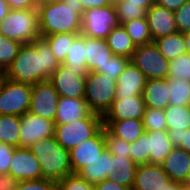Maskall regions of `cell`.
Wrapping results in <instances>:
<instances>
[{
	"mask_svg": "<svg viewBox=\"0 0 190 190\" xmlns=\"http://www.w3.org/2000/svg\"><path fill=\"white\" fill-rule=\"evenodd\" d=\"M111 55L113 53L106 39L85 36V59L88 72L95 71L97 67H102Z\"/></svg>",
	"mask_w": 190,
	"mask_h": 190,
	"instance_id": "24",
	"label": "cell"
},
{
	"mask_svg": "<svg viewBox=\"0 0 190 190\" xmlns=\"http://www.w3.org/2000/svg\"><path fill=\"white\" fill-rule=\"evenodd\" d=\"M170 181L161 164L137 165L132 190H162Z\"/></svg>",
	"mask_w": 190,
	"mask_h": 190,
	"instance_id": "17",
	"label": "cell"
},
{
	"mask_svg": "<svg viewBox=\"0 0 190 190\" xmlns=\"http://www.w3.org/2000/svg\"><path fill=\"white\" fill-rule=\"evenodd\" d=\"M149 163L161 164L173 149L167 130L147 131Z\"/></svg>",
	"mask_w": 190,
	"mask_h": 190,
	"instance_id": "25",
	"label": "cell"
},
{
	"mask_svg": "<svg viewBox=\"0 0 190 190\" xmlns=\"http://www.w3.org/2000/svg\"><path fill=\"white\" fill-rule=\"evenodd\" d=\"M152 40L178 32L174 11L154 3L146 14Z\"/></svg>",
	"mask_w": 190,
	"mask_h": 190,
	"instance_id": "16",
	"label": "cell"
},
{
	"mask_svg": "<svg viewBox=\"0 0 190 190\" xmlns=\"http://www.w3.org/2000/svg\"><path fill=\"white\" fill-rule=\"evenodd\" d=\"M59 97L58 92L49 80L38 82L32 85L29 112L54 121Z\"/></svg>",
	"mask_w": 190,
	"mask_h": 190,
	"instance_id": "10",
	"label": "cell"
},
{
	"mask_svg": "<svg viewBox=\"0 0 190 190\" xmlns=\"http://www.w3.org/2000/svg\"><path fill=\"white\" fill-rule=\"evenodd\" d=\"M21 116L0 115V142L19 147Z\"/></svg>",
	"mask_w": 190,
	"mask_h": 190,
	"instance_id": "30",
	"label": "cell"
},
{
	"mask_svg": "<svg viewBox=\"0 0 190 190\" xmlns=\"http://www.w3.org/2000/svg\"><path fill=\"white\" fill-rule=\"evenodd\" d=\"M78 35L77 33H58L41 36V38L48 43L55 58L62 63L65 60L70 46Z\"/></svg>",
	"mask_w": 190,
	"mask_h": 190,
	"instance_id": "33",
	"label": "cell"
},
{
	"mask_svg": "<svg viewBox=\"0 0 190 190\" xmlns=\"http://www.w3.org/2000/svg\"><path fill=\"white\" fill-rule=\"evenodd\" d=\"M116 88L114 78L89 71L86 76L84 96L89 109L103 116L115 100Z\"/></svg>",
	"mask_w": 190,
	"mask_h": 190,
	"instance_id": "6",
	"label": "cell"
},
{
	"mask_svg": "<svg viewBox=\"0 0 190 190\" xmlns=\"http://www.w3.org/2000/svg\"><path fill=\"white\" fill-rule=\"evenodd\" d=\"M22 44L0 35V73L3 74L17 56Z\"/></svg>",
	"mask_w": 190,
	"mask_h": 190,
	"instance_id": "35",
	"label": "cell"
},
{
	"mask_svg": "<svg viewBox=\"0 0 190 190\" xmlns=\"http://www.w3.org/2000/svg\"><path fill=\"white\" fill-rule=\"evenodd\" d=\"M17 180L8 173H0V190H15Z\"/></svg>",
	"mask_w": 190,
	"mask_h": 190,
	"instance_id": "49",
	"label": "cell"
},
{
	"mask_svg": "<svg viewBox=\"0 0 190 190\" xmlns=\"http://www.w3.org/2000/svg\"><path fill=\"white\" fill-rule=\"evenodd\" d=\"M85 57V36L79 34L74 39L65 60L61 64L78 76H87L88 70Z\"/></svg>",
	"mask_w": 190,
	"mask_h": 190,
	"instance_id": "26",
	"label": "cell"
},
{
	"mask_svg": "<svg viewBox=\"0 0 190 190\" xmlns=\"http://www.w3.org/2000/svg\"><path fill=\"white\" fill-rule=\"evenodd\" d=\"M167 130L183 131L190 128V106L168 105L164 109Z\"/></svg>",
	"mask_w": 190,
	"mask_h": 190,
	"instance_id": "31",
	"label": "cell"
},
{
	"mask_svg": "<svg viewBox=\"0 0 190 190\" xmlns=\"http://www.w3.org/2000/svg\"><path fill=\"white\" fill-rule=\"evenodd\" d=\"M122 26L136 46L153 42L146 17L132 19L130 21L122 23Z\"/></svg>",
	"mask_w": 190,
	"mask_h": 190,
	"instance_id": "32",
	"label": "cell"
},
{
	"mask_svg": "<svg viewBox=\"0 0 190 190\" xmlns=\"http://www.w3.org/2000/svg\"><path fill=\"white\" fill-rule=\"evenodd\" d=\"M8 174L17 181L42 179L41 165L37 157L26 147H15Z\"/></svg>",
	"mask_w": 190,
	"mask_h": 190,
	"instance_id": "12",
	"label": "cell"
},
{
	"mask_svg": "<svg viewBox=\"0 0 190 190\" xmlns=\"http://www.w3.org/2000/svg\"><path fill=\"white\" fill-rule=\"evenodd\" d=\"M162 190H177V182L170 180Z\"/></svg>",
	"mask_w": 190,
	"mask_h": 190,
	"instance_id": "56",
	"label": "cell"
},
{
	"mask_svg": "<svg viewBox=\"0 0 190 190\" xmlns=\"http://www.w3.org/2000/svg\"><path fill=\"white\" fill-rule=\"evenodd\" d=\"M126 1V5L140 6L148 10L156 0H124Z\"/></svg>",
	"mask_w": 190,
	"mask_h": 190,
	"instance_id": "52",
	"label": "cell"
},
{
	"mask_svg": "<svg viewBox=\"0 0 190 190\" xmlns=\"http://www.w3.org/2000/svg\"><path fill=\"white\" fill-rule=\"evenodd\" d=\"M185 78L190 81V54H183L169 61L168 78Z\"/></svg>",
	"mask_w": 190,
	"mask_h": 190,
	"instance_id": "40",
	"label": "cell"
},
{
	"mask_svg": "<svg viewBox=\"0 0 190 190\" xmlns=\"http://www.w3.org/2000/svg\"><path fill=\"white\" fill-rule=\"evenodd\" d=\"M178 32L190 31V0H187L178 10L174 11Z\"/></svg>",
	"mask_w": 190,
	"mask_h": 190,
	"instance_id": "44",
	"label": "cell"
},
{
	"mask_svg": "<svg viewBox=\"0 0 190 190\" xmlns=\"http://www.w3.org/2000/svg\"><path fill=\"white\" fill-rule=\"evenodd\" d=\"M119 23L146 17L147 10L140 6L126 5V1L121 0L115 4Z\"/></svg>",
	"mask_w": 190,
	"mask_h": 190,
	"instance_id": "41",
	"label": "cell"
},
{
	"mask_svg": "<svg viewBox=\"0 0 190 190\" xmlns=\"http://www.w3.org/2000/svg\"><path fill=\"white\" fill-rule=\"evenodd\" d=\"M173 147H180L190 153V128L183 131L167 130Z\"/></svg>",
	"mask_w": 190,
	"mask_h": 190,
	"instance_id": "45",
	"label": "cell"
},
{
	"mask_svg": "<svg viewBox=\"0 0 190 190\" xmlns=\"http://www.w3.org/2000/svg\"><path fill=\"white\" fill-rule=\"evenodd\" d=\"M37 10L41 36L58 33L81 34V17L85 10L79 0H63Z\"/></svg>",
	"mask_w": 190,
	"mask_h": 190,
	"instance_id": "2",
	"label": "cell"
},
{
	"mask_svg": "<svg viewBox=\"0 0 190 190\" xmlns=\"http://www.w3.org/2000/svg\"><path fill=\"white\" fill-rule=\"evenodd\" d=\"M32 85L0 78V115L22 116L29 112Z\"/></svg>",
	"mask_w": 190,
	"mask_h": 190,
	"instance_id": "7",
	"label": "cell"
},
{
	"mask_svg": "<svg viewBox=\"0 0 190 190\" xmlns=\"http://www.w3.org/2000/svg\"><path fill=\"white\" fill-rule=\"evenodd\" d=\"M114 169L111 179L117 184L127 187L129 190L133 189L137 165L126 157L114 156Z\"/></svg>",
	"mask_w": 190,
	"mask_h": 190,
	"instance_id": "29",
	"label": "cell"
},
{
	"mask_svg": "<svg viewBox=\"0 0 190 190\" xmlns=\"http://www.w3.org/2000/svg\"><path fill=\"white\" fill-rule=\"evenodd\" d=\"M129 152L131 160L136 165L149 163L150 152H148L147 146V131H144L135 142L130 143Z\"/></svg>",
	"mask_w": 190,
	"mask_h": 190,
	"instance_id": "37",
	"label": "cell"
},
{
	"mask_svg": "<svg viewBox=\"0 0 190 190\" xmlns=\"http://www.w3.org/2000/svg\"><path fill=\"white\" fill-rule=\"evenodd\" d=\"M114 169V155L105 149L92 163L82 168L77 174L88 183L93 185L112 178Z\"/></svg>",
	"mask_w": 190,
	"mask_h": 190,
	"instance_id": "21",
	"label": "cell"
},
{
	"mask_svg": "<svg viewBox=\"0 0 190 190\" xmlns=\"http://www.w3.org/2000/svg\"><path fill=\"white\" fill-rule=\"evenodd\" d=\"M159 52L168 60H173L180 55L186 54L184 33L176 32L171 35L154 40Z\"/></svg>",
	"mask_w": 190,
	"mask_h": 190,
	"instance_id": "28",
	"label": "cell"
},
{
	"mask_svg": "<svg viewBox=\"0 0 190 190\" xmlns=\"http://www.w3.org/2000/svg\"><path fill=\"white\" fill-rule=\"evenodd\" d=\"M95 190H129L127 187L117 184L113 179L108 178L94 185Z\"/></svg>",
	"mask_w": 190,
	"mask_h": 190,
	"instance_id": "47",
	"label": "cell"
},
{
	"mask_svg": "<svg viewBox=\"0 0 190 190\" xmlns=\"http://www.w3.org/2000/svg\"><path fill=\"white\" fill-rule=\"evenodd\" d=\"M146 82L147 78L145 74L129 61L116 80L117 88L115 97L142 95Z\"/></svg>",
	"mask_w": 190,
	"mask_h": 190,
	"instance_id": "18",
	"label": "cell"
},
{
	"mask_svg": "<svg viewBox=\"0 0 190 190\" xmlns=\"http://www.w3.org/2000/svg\"><path fill=\"white\" fill-rule=\"evenodd\" d=\"M15 190H58V185L50 179L18 181Z\"/></svg>",
	"mask_w": 190,
	"mask_h": 190,
	"instance_id": "43",
	"label": "cell"
},
{
	"mask_svg": "<svg viewBox=\"0 0 190 190\" xmlns=\"http://www.w3.org/2000/svg\"><path fill=\"white\" fill-rule=\"evenodd\" d=\"M60 65L48 43L40 37L31 43L22 44L17 56L2 76L12 81L34 85L49 80Z\"/></svg>",
	"mask_w": 190,
	"mask_h": 190,
	"instance_id": "1",
	"label": "cell"
},
{
	"mask_svg": "<svg viewBox=\"0 0 190 190\" xmlns=\"http://www.w3.org/2000/svg\"><path fill=\"white\" fill-rule=\"evenodd\" d=\"M185 44H186V53L190 54V31L184 33Z\"/></svg>",
	"mask_w": 190,
	"mask_h": 190,
	"instance_id": "55",
	"label": "cell"
},
{
	"mask_svg": "<svg viewBox=\"0 0 190 190\" xmlns=\"http://www.w3.org/2000/svg\"><path fill=\"white\" fill-rule=\"evenodd\" d=\"M177 190H190V185L187 182L183 183L177 182Z\"/></svg>",
	"mask_w": 190,
	"mask_h": 190,
	"instance_id": "57",
	"label": "cell"
},
{
	"mask_svg": "<svg viewBox=\"0 0 190 190\" xmlns=\"http://www.w3.org/2000/svg\"><path fill=\"white\" fill-rule=\"evenodd\" d=\"M187 0H156V3L168 10H178Z\"/></svg>",
	"mask_w": 190,
	"mask_h": 190,
	"instance_id": "50",
	"label": "cell"
},
{
	"mask_svg": "<svg viewBox=\"0 0 190 190\" xmlns=\"http://www.w3.org/2000/svg\"><path fill=\"white\" fill-rule=\"evenodd\" d=\"M52 83L59 96L69 98H84L86 76H78L61 64L50 76Z\"/></svg>",
	"mask_w": 190,
	"mask_h": 190,
	"instance_id": "14",
	"label": "cell"
},
{
	"mask_svg": "<svg viewBox=\"0 0 190 190\" xmlns=\"http://www.w3.org/2000/svg\"><path fill=\"white\" fill-rule=\"evenodd\" d=\"M54 130V121L26 112L21 116L19 147L28 148L43 138L54 136Z\"/></svg>",
	"mask_w": 190,
	"mask_h": 190,
	"instance_id": "11",
	"label": "cell"
},
{
	"mask_svg": "<svg viewBox=\"0 0 190 190\" xmlns=\"http://www.w3.org/2000/svg\"><path fill=\"white\" fill-rule=\"evenodd\" d=\"M111 4L115 5L116 3L120 2L121 0H109Z\"/></svg>",
	"mask_w": 190,
	"mask_h": 190,
	"instance_id": "58",
	"label": "cell"
},
{
	"mask_svg": "<svg viewBox=\"0 0 190 190\" xmlns=\"http://www.w3.org/2000/svg\"><path fill=\"white\" fill-rule=\"evenodd\" d=\"M81 34L90 38L106 39L120 25L115 5L89 8L81 17Z\"/></svg>",
	"mask_w": 190,
	"mask_h": 190,
	"instance_id": "8",
	"label": "cell"
},
{
	"mask_svg": "<svg viewBox=\"0 0 190 190\" xmlns=\"http://www.w3.org/2000/svg\"><path fill=\"white\" fill-rule=\"evenodd\" d=\"M161 166L170 180L178 183L187 182L190 175V153L183 148L173 147Z\"/></svg>",
	"mask_w": 190,
	"mask_h": 190,
	"instance_id": "19",
	"label": "cell"
},
{
	"mask_svg": "<svg viewBox=\"0 0 190 190\" xmlns=\"http://www.w3.org/2000/svg\"><path fill=\"white\" fill-rule=\"evenodd\" d=\"M129 61L128 58L113 54L102 67H97L94 72L105 74L117 80Z\"/></svg>",
	"mask_w": 190,
	"mask_h": 190,
	"instance_id": "38",
	"label": "cell"
},
{
	"mask_svg": "<svg viewBox=\"0 0 190 190\" xmlns=\"http://www.w3.org/2000/svg\"><path fill=\"white\" fill-rule=\"evenodd\" d=\"M58 190H95L94 185L88 183L78 174L67 175L57 182Z\"/></svg>",
	"mask_w": 190,
	"mask_h": 190,
	"instance_id": "42",
	"label": "cell"
},
{
	"mask_svg": "<svg viewBox=\"0 0 190 190\" xmlns=\"http://www.w3.org/2000/svg\"><path fill=\"white\" fill-rule=\"evenodd\" d=\"M130 61L149 79H168L169 61L159 52L153 42L139 45L132 54Z\"/></svg>",
	"mask_w": 190,
	"mask_h": 190,
	"instance_id": "9",
	"label": "cell"
},
{
	"mask_svg": "<svg viewBox=\"0 0 190 190\" xmlns=\"http://www.w3.org/2000/svg\"><path fill=\"white\" fill-rule=\"evenodd\" d=\"M103 127L102 115L91 112L81 120L55 125L54 136L63 148L70 151L81 142L94 137Z\"/></svg>",
	"mask_w": 190,
	"mask_h": 190,
	"instance_id": "5",
	"label": "cell"
},
{
	"mask_svg": "<svg viewBox=\"0 0 190 190\" xmlns=\"http://www.w3.org/2000/svg\"><path fill=\"white\" fill-rule=\"evenodd\" d=\"M10 9H36L34 0H6Z\"/></svg>",
	"mask_w": 190,
	"mask_h": 190,
	"instance_id": "48",
	"label": "cell"
},
{
	"mask_svg": "<svg viewBox=\"0 0 190 190\" xmlns=\"http://www.w3.org/2000/svg\"><path fill=\"white\" fill-rule=\"evenodd\" d=\"M169 78L149 79L144 87L142 97L145 106L164 110L169 105Z\"/></svg>",
	"mask_w": 190,
	"mask_h": 190,
	"instance_id": "22",
	"label": "cell"
},
{
	"mask_svg": "<svg viewBox=\"0 0 190 190\" xmlns=\"http://www.w3.org/2000/svg\"><path fill=\"white\" fill-rule=\"evenodd\" d=\"M104 127L117 138L135 142L145 131L142 119L103 120Z\"/></svg>",
	"mask_w": 190,
	"mask_h": 190,
	"instance_id": "23",
	"label": "cell"
},
{
	"mask_svg": "<svg viewBox=\"0 0 190 190\" xmlns=\"http://www.w3.org/2000/svg\"><path fill=\"white\" fill-rule=\"evenodd\" d=\"M92 111L84 98L59 97L55 125L72 123L87 117Z\"/></svg>",
	"mask_w": 190,
	"mask_h": 190,
	"instance_id": "20",
	"label": "cell"
},
{
	"mask_svg": "<svg viewBox=\"0 0 190 190\" xmlns=\"http://www.w3.org/2000/svg\"><path fill=\"white\" fill-rule=\"evenodd\" d=\"M145 108L142 95L115 97L111 107L102 117L103 120L142 119Z\"/></svg>",
	"mask_w": 190,
	"mask_h": 190,
	"instance_id": "15",
	"label": "cell"
},
{
	"mask_svg": "<svg viewBox=\"0 0 190 190\" xmlns=\"http://www.w3.org/2000/svg\"><path fill=\"white\" fill-rule=\"evenodd\" d=\"M83 5L84 10L95 7H104L107 5H111L109 0H79Z\"/></svg>",
	"mask_w": 190,
	"mask_h": 190,
	"instance_id": "51",
	"label": "cell"
},
{
	"mask_svg": "<svg viewBox=\"0 0 190 190\" xmlns=\"http://www.w3.org/2000/svg\"><path fill=\"white\" fill-rule=\"evenodd\" d=\"M145 131L167 130L164 110L145 108L142 118Z\"/></svg>",
	"mask_w": 190,
	"mask_h": 190,
	"instance_id": "36",
	"label": "cell"
},
{
	"mask_svg": "<svg viewBox=\"0 0 190 190\" xmlns=\"http://www.w3.org/2000/svg\"><path fill=\"white\" fill-rule=\"evenodd\" d=\"M10 7L8 6V2L6 0H0V23L4 19V17L9 13Z\"/></svg>",
	"mask_w": 190,
	"mask_h": 190,
	"instance_id": "53",
	"label": "cell"
},
{
	"mask_svg": "<svg viewBox=\"0 0 190 190\" xmlns=\"http://www.w3.org/2000/svg\"><path fill=\"white\" fill-rule=\"evenodd\" d=\"M0 35L20 42L31 43L41 37L37 9H10L0 23Z\"/></svg>",
	"mask_w": 190,
	"mask_h": 190,
	"instance_id": "4",
	"label": "cell"
},
{
	"mask_svg": "<svg viewBox=\"0 0 190 190\" xmlns=\"http://www.w3.org/2000/svg\"><path fill=\"white\" fill-rule=\"evenodd\" d=\"M187 183L190 185V175H189V178L187 180Z\"/></svg>",
	"mask_w": 190,
	"mask_h": 190,
	"instance_id": "59",
	"label": "cell"
},
{
	"mask_svg": "<svg viewBox=\"0 0 190 190\" xmlns=\"http://www.w3.org/2000/svg\"><path fill=\"white\" fill-rule=\"evenodd\" d=\"M59 1H63V0H34L36 9L48 4H54Z\"/></svg>",
	"mask_w": 190,
	"mask_h": 190,
	"instance_id": "54",
	"label": "cell"
},
{
	"mask_svg": "<svg viewBox=\"0 0 190 190\" xmlns=\"http://www.w3.org/2000/svg\"><path fill=\"white\" fill-rule=\"evenodd\" d=\"M14 148L0 142V173H8Z\"/></svg>",
	"mask_w": 190,
	"mask_h": 190,
	"instance_id": "46",
	"label": "cell"
},
{
	"mask_svg": "<svg viewBox=\"0 0 190 190\" xmlns=\"http://www.w3.org/2000/svg\"><path fill=\"white\" fill-rule=\"evenodd\" d=\"M169 105L190 106V81L169 78Z\"/></svg>",
	"mask_w": 190,
	"mask_h": 190,
	"instance_id": "34",
	"label": "cell"
},
{
	"mask_svg": "<svg viewBox=\"0 0 190 190\" xmlns=\"http://www.w3.org/2000/svg\"><path fill=\"white\" fill-rule=\"evenodd\" d=\"M107 44L113 54L130 59L137 46L120 24L115 27L106 38Z\"/></svg>",
	"mask_w": 190,
	"mask_h": 190,
	"instance_id": "27",
	"label": "cell"
},
{
	"mask_svg": "<svg viewBox=\"0 0 190 190\" xmlns=\"http://www.w3.org/2000/svg\"><path fill=\"white\" fill-rule=\"evenodd\" d=\"M37 157L42 170V179L59 181L73 174L69 150L63 148L55 136L43 138L28 147Z\"/></svg>",
	"mask_w": 190,
	"mask_h": 190,
	"instance_id": "3",
	"label": "cell"
},
{
	"mask_svg": "<svg viewBox=\"0 0 190 190\" xmlns=\"http://www.w3.org/2000/svg\"><path fill=\"white\" fill-rule=\"evenodd\" d=\"M104 138L106 143V149L114 156L126 157L131 159L130 155V143L113 136L105 127H104Z\"/></svg>",
	"mask_w": 190,
	"mask_h": 190,
	"instance_id": "39",
	"label": "cell"
},
{
	"mask_svg": "<svg viewBox=\"0 0 190 190\" xmlns=\"http://www.w3.org/2000/svg\"><path fill=\"white\" fill-rule=\"evenodd\" d=\"M105 149L103 127L94 137L81 142L69 151L73 174H77L82 168L92 164Z\"/></svg>",
	"mask_w": 190,
	"mask_h": 190,
	"instance_id": "13",
	"label": "cell"
}]
</instances>
